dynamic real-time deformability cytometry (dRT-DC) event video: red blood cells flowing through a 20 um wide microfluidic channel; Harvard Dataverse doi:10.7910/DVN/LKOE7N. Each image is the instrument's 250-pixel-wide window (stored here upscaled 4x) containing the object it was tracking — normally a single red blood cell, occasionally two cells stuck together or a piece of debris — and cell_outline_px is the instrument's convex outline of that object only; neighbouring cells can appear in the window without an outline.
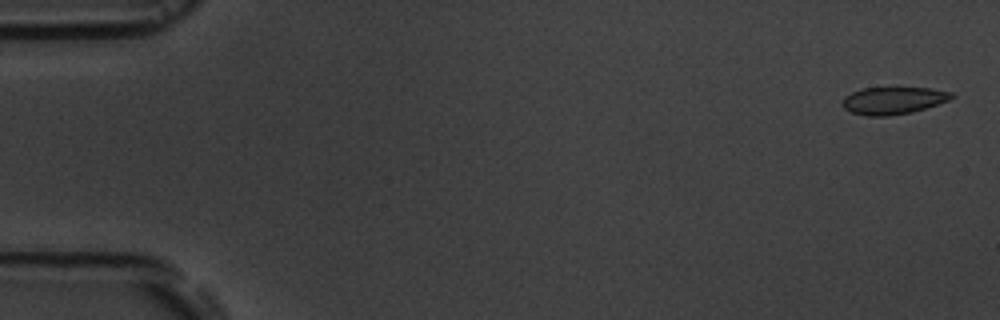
{"species": "common noctule bat (a hibernating species)", "species_latin": "Nyctalus noctula", "temperature_condition": "room temperature", "stored_images_in_passage": 5, "camera_frame_rate_fps": 3000, "um_per_image_px": 0.085, "animal": {"sex": "male", "body_mass_g": 19.5, "forearm_length_mm": 54.6}, "frame": {"image": 1, "passage_image": 1, "time_ms": 0.0, "image_size_px": [1000, 320], "cell_outline_px": [[956, 96], [948, 100], [912, 112], [888, 116], [868, 116], [852, 112], [844, 108], [840, 104], [844, 96], [852, 92], [864, 88], [892, 84], [928, 88], [952, 92]], "centroid_in_image_um": [75.9, 8.48], "position_along_channel_um": 9.1, "area_um2": 18.15}}
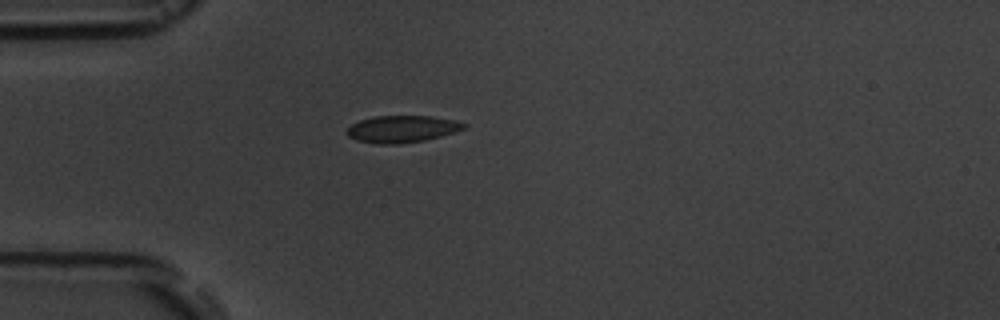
{"frame": {"image": 2, "passage_image": 5, "time_ms": 4.667, "image_size_px": [1000, 320], "cell_outline_px": [[468, 124], [464, 128], [440, 136], [424, 140], [400, 144], [376, 144], [356, 140], [348, 136], [344, 132], [352, 124], [360, 120], [376, 116], [432, 116], [456, 120]], "centroid_in_image_um": [34.14, 10.96], "position_along_channel_um": 50.9, "area_um2": 18.38}}